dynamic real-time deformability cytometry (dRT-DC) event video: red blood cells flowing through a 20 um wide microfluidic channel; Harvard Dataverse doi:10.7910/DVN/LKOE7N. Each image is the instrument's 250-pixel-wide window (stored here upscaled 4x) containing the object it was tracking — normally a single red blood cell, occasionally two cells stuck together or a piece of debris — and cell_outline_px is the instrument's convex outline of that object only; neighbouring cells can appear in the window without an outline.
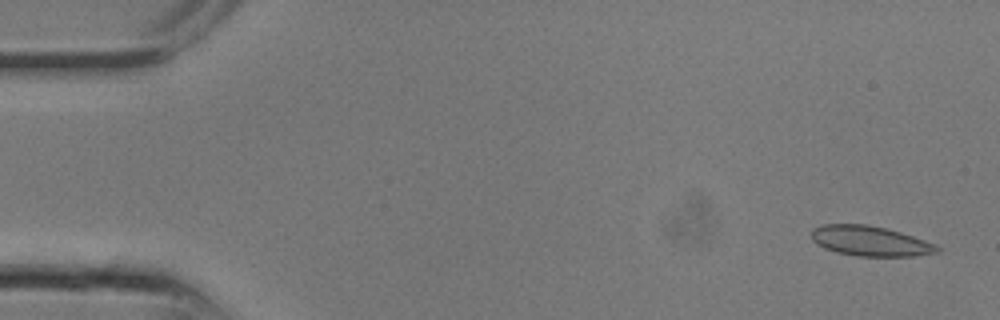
{"species": "common noctule bat (a hibernating species)", "species_latin": "Nyctalus noctula", "temperature_condition": "room temperature", "stored_images_in_passage": 9, "camera_frame_rate_fps": 3000, "um_per_image_px": 0.085, "animal": {"sex": "male", "body_mass_g": 13.3}, "frame": {"image": 1, "passage_image": 1, "time_ms": 0.0, "image_size_px": [1000, 320], "cell_outline_px": [[940, 252], [912, 256], [856, 256], [836, 252], [824, 248], [816, 244], [812, 240], [812, 228], [820, 224], [868, 224], [900, 232], [936, 244], [940, 248]], "centroid_in_image_um": [73.93, 20.48], "position_along_channel_um": 11.1, "area_um2": 22.08}}
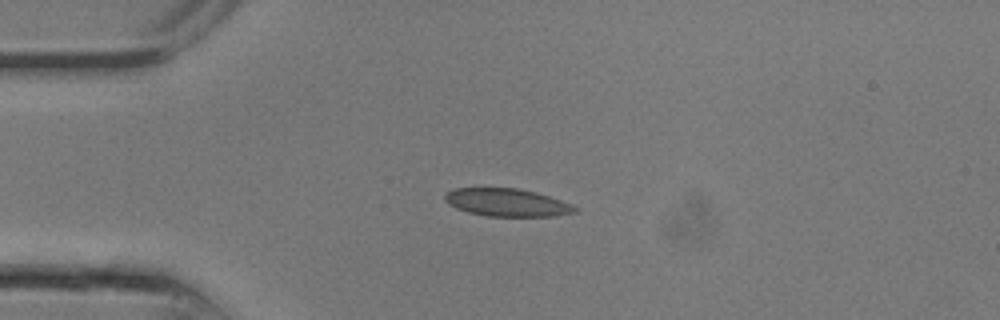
{"frame": {"image": 2, "passage_image": 6, "time_ms": 1.667, "image_size_px": [1000, 320], "cell_outline_px": [[580, 208], [576, 212], [556, 216], [488, 216], [468, 212], [456, 208], [448, 204], [444, 200], [444, 196], [452, 188], [516, 188], [536, 192], [572, 204]], "centroid_in_image_um": [43.1, 17.21], "position_along_channel_um": 41.9, "area_um2": 21.1}}
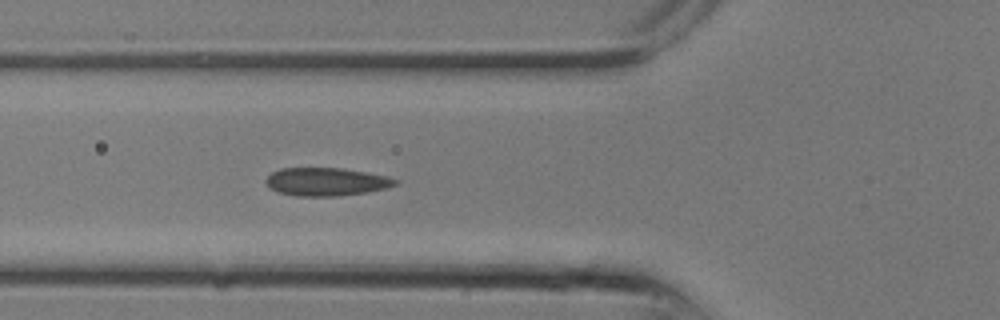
{"frame": {"image": 3, "passage_image": 9, "time_ms": 2.667, "image_size_px": [1000, 320], "cell_outline_px": [[400, 184], [388, 188], [368, 192], [336, 196], [296, 196], [280, 192], [272, 188], [264, 180], [272, 172], [280, 168], [344, 168], [388, 176], [400, 180]], "centroid_in_image_um": [27.81, 15.44], "position_along_channel_um": 98.0, "area_um2": 21.33}}